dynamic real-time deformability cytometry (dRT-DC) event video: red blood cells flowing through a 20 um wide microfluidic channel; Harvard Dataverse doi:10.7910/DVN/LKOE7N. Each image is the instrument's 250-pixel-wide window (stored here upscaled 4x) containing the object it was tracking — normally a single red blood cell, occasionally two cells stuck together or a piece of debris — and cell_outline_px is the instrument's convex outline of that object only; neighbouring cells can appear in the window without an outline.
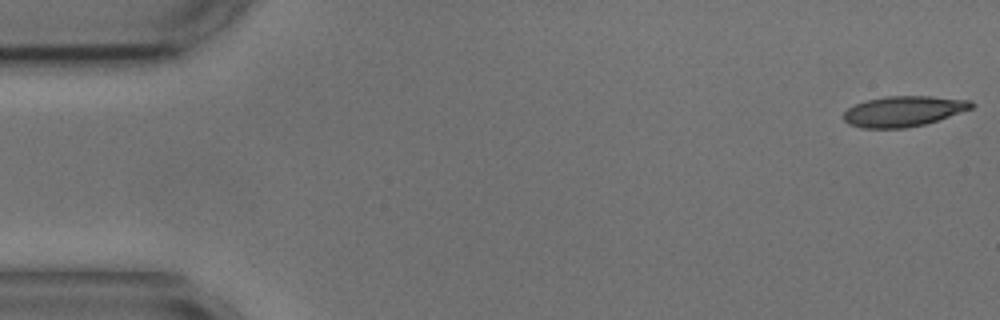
{"species": "common noctule bat (a hibernating species)", "species_latin": "Nyctalus noctula", "temperature_condition": "cold", "stored_images_in_passage": 54, "camera_frame_rate_fps": 3000, "um_per_image_px": 0.085, "animal": {"sex": "male", "body_mass_g": 17.9, "forearm_length_mm": 54.2}, "frame": {"image": 1, "passage_image": 1, "time_ms": 0.0, "image_size_px": [1000, 320], "cell_outline_px": [[976, 104], [972, 108], [924, 124], [904, 128], [860, 128], [848, 124], [844, 120], [844, 112], [848, 108], [856, 104], [868, 100], [884, 96], [932, 96], [972, 100]], "centroid_in_image_um": [76.79, 9.45], "position_along_channel_um": 8.2, "area_um2": 22.6}}
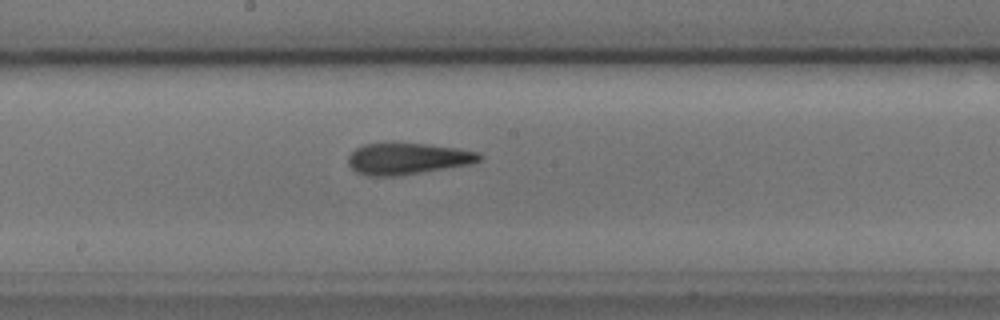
{"frame": {"image": 2, "passage_image": 28, "time_ms": 9.0, "image_size_px": [1000, 320], "cell_outline_px": [[484, 156], [480, 160], [468, 164], [392, 176], [368, 176], [356, 172], [348, 164], [348, 156], [356, 148], [364, 144], [424, 144], [456, 148], [480, 152]], "centroid_in_image_um": [34.62, 13.49], "position_along_channel_um": 213.6, "area_um2": 23.41}}
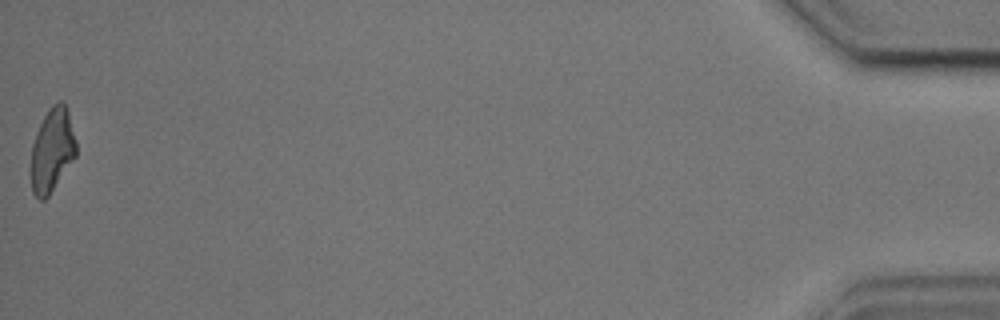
{"frame": {"image": 3, "passage_image": 54, "time_ms": 17.667, "image_size_px": [1000, 320], "cell_outline_px": [[76, 156], [48, 196], [44, 200], [40, 200], [32, 192], [28, 172], [32, 144], [36, 132], [48, 108], [52, 104], [60, 100], [64, 100], [68, 112], [76, 140]], "centroid_in_image_um": [4.39, 12.77], "position_along_channel_um": 430.8, "area_um2": 22.54}, "authors_computed_cell_mechanics": {"area_um2": 23.2934, "velocity_mm_per_s": 3.6555, "shape_relaxation_time_tau1_ms": 7.923, "shape_relaxation_time_tau2_ms": 3.0385, "deformation_change_tau1": 0.2328, "deformation_change_tau2": 0.1488}}